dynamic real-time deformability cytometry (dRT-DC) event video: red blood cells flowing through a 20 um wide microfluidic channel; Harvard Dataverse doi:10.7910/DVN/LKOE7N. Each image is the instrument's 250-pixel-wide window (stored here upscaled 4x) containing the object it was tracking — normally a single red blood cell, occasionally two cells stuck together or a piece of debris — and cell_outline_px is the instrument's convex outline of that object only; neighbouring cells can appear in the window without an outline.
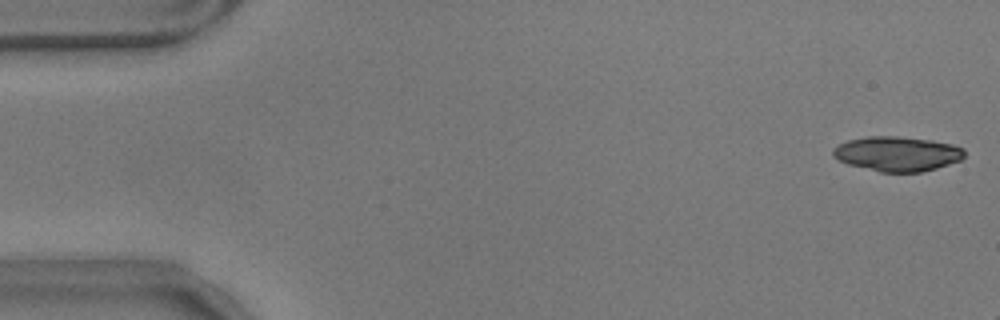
{"species": "common noctule bat (a hibernating species)", "species_latin": "Nyctalus noctula", "temperature_condition": "warm", "stored_images_in_passage": 11, "camera_frame_rate_fps": 3000, "um_per_image_px": 0.085, "animal": {"sex": "male", "body_mass_g": 17.9}, "frame": {"image": 1, "passage_image": 1, "time_ms": 0.0, "image_size_px": [1000, 320], "cell_outline_px": [[964, 156], [960, 160], [936, 168], [920, 172], [880, 172], [848, 164], [832, 156], [832, 148], [848, 140], [868, 136], [896, 136], [932, 140], [952, 144], [964, 148]], "centroid_in_image_um": [76.26, 13.07], "position_along_channel_um": 8.7, "area_um2": 26.53}}